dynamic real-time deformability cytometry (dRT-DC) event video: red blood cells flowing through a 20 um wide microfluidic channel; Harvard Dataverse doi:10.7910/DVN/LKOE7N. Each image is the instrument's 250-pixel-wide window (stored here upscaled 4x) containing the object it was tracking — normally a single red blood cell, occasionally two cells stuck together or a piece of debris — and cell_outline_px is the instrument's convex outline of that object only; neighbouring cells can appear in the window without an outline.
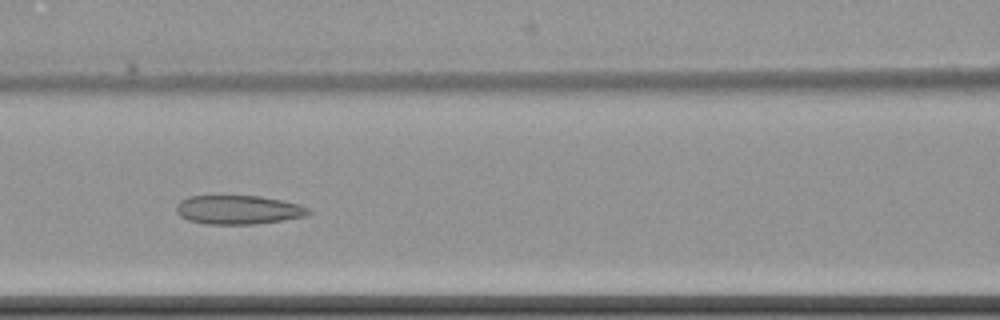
{"species": "common noctule bat (a hibernating species)", "species_latin": "Nyctalus noctula", "temperature_condition": "cold", "stored_images_in_passage": 15, "camera_frame_rate_fps": 3000, "um_per_image_px": 0.085, "animal": {"sex": "female", "body_mass_g": 22.7, "forearm_length_mm": 54.2}, "frame": {"image": 1, "passage_image": 7, "time_ms": 8.667, "image_size_px": [1000, 320], "cell_outline_px": [[312, 212], [304, 216], [284, 220], [256, 224], [208, 224], [188, 220], [180, 216], [176, 212], [176, 204], [180, 200], [188, 196], [260, 196], [300, 204], [308, 208]], "centroid_in_image_um": [20.24, 17.83], "position_along_channel_um": 146.4, "area_um2": 22.31}}
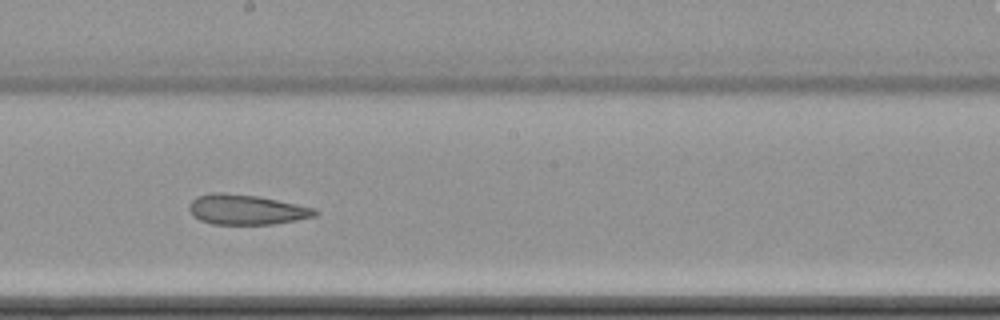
{"frame": {"image": 2, "passage_image": 9, "time_ms": 11.0, "image_size_px": [1000, 320], "cell_outline_px": [[320, 212], [316, 216], [296, 220], [272, 224], [212, 224], [200, 220], [192, 216], [188, 208], [188, 204], [196, 196], [212, 192], [224, 192], [260, 196], [316, 208]], "centroid_in_image_um": [20.93, 17.8], "position_along_channel_um": 227.3, "area_um2": 22.37}}
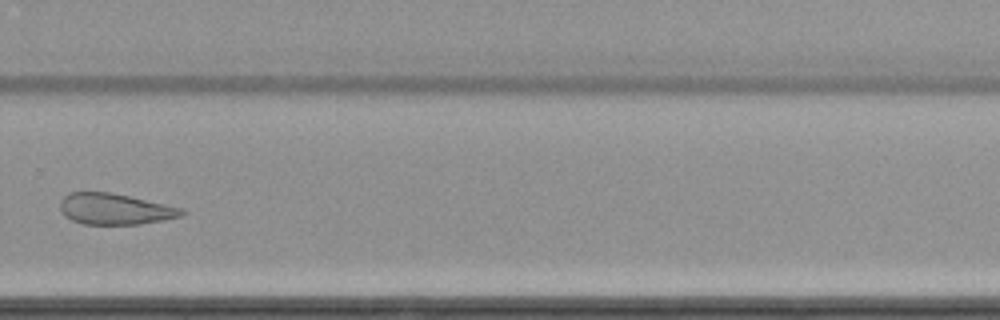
{"frame": {"image": 3, "passage_image": 11, "time_ms": 13.667, "image_size_px": [1000, 320], "cell_outline_px": [[184, 212], [180, 216], [164, 220], [140, 224], [84, 224], [72, 220], [64, 216], [60, 208], [60, 200], [68, 192], [112, 192], [184, 208]], "centroid_in_image_um": [9.75, 17.76], "position_along_channel_um": 320.1, "area_um2": 22.08}, "authors_computed_cell_mechanics": {"area_um2": 24.6806, "velocity_mm_per_s": 3.4792, "shape_relaxation_time_tau1_ms": null, "shape_relaxation_time_tau2_ms": 3.3896, "deformation_change_tau1": null, "deformation_change_tau2": 0.0889}}